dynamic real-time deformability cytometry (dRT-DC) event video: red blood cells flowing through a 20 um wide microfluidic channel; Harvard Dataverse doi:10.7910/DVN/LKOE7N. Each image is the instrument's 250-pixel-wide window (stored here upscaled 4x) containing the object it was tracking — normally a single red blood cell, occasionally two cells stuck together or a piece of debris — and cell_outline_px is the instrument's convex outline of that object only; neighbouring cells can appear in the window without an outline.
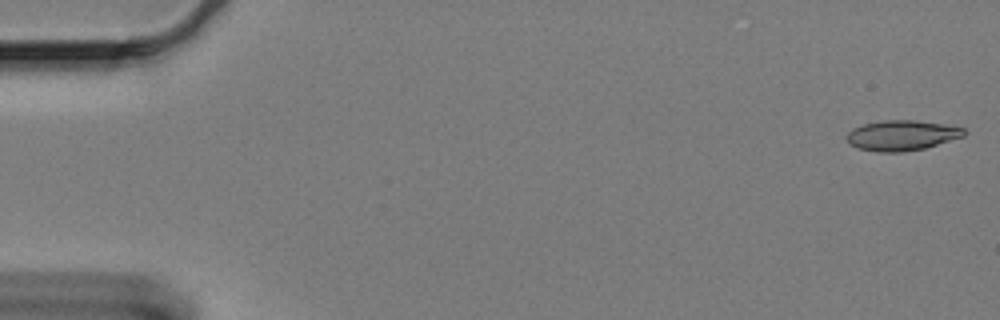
{"species": "Egyptian fruit bat (a non-hibernating species)", "species_latin": "Rousettus aegyptiacus", "temperature_condition": "cold", "stored_images_in_passage": 60, "camera_frame_rate_fps": 3000, "um_per_image_px": 0.085, "animal": {"sex": "female"}, "frame": {"image": 1, "passage_image": 1, "time_ms": 0.0, "image_size_px": [1000, 320], "cell_outline_px": [[968, 132], [964, 136], [924, 148], [900, 152], [876, 152], [860, 148], [852, 144], [844, 136], [852, 128], [864, 124], [884, 120], [916, 120], [964, 128]], "centroid_in_image_um": [76.64, 11.5], "position_along_channel_um": 8.4, "area_um2": 20.46}}
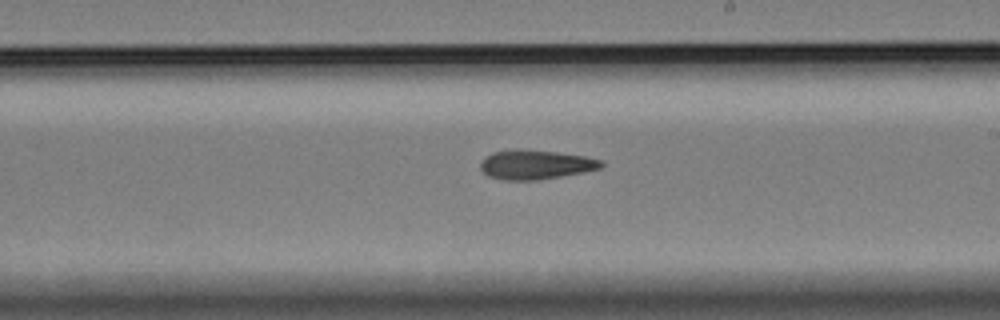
{"frame": {"image": 2, "passage_image": 35, "time_ms": 11.333, "image_size_px": [1000, 320], "cell_outline_px": [[604, 164], [600, 168], [580, 172], [536, 180], [504, 180], [488, 176], [480, 168], [480, 160], [484, 156], [492, 152], [516, 148], [556, 152], [584, 156], [600, 160]], "centroid_in_image_um": [45.43, 13.97], "position_along_channel_um": 243.6, "area_um2": 20.52}}
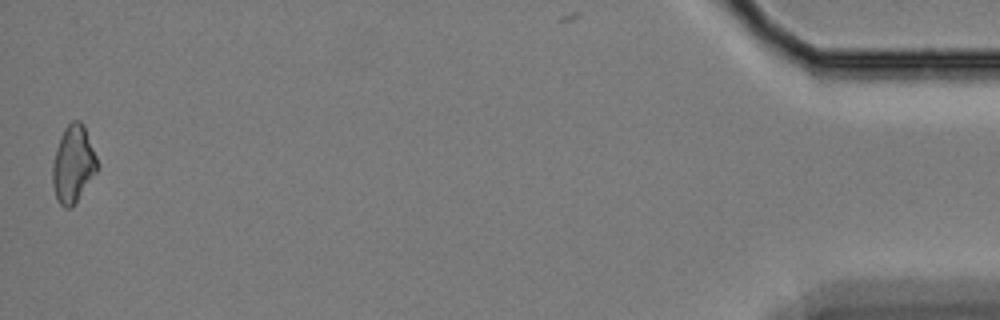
{"frame": {"image": 3, "passage_image": 60, "time_ms": 19.667, "image_size_px": [1000, 320], "cell_outline_px": [[100, 164], [96, 172], [72, 208], [64, 208], [56, 200], [52, 184], [52, 164], [56, 148], [60, 136], [64, 128], [72, 120], [80, 120], [84, 124]], "centroid_in_image_um": [6.22, 13.94], "position_along_channel_um": 429.0, "area_um2": 20.46}}